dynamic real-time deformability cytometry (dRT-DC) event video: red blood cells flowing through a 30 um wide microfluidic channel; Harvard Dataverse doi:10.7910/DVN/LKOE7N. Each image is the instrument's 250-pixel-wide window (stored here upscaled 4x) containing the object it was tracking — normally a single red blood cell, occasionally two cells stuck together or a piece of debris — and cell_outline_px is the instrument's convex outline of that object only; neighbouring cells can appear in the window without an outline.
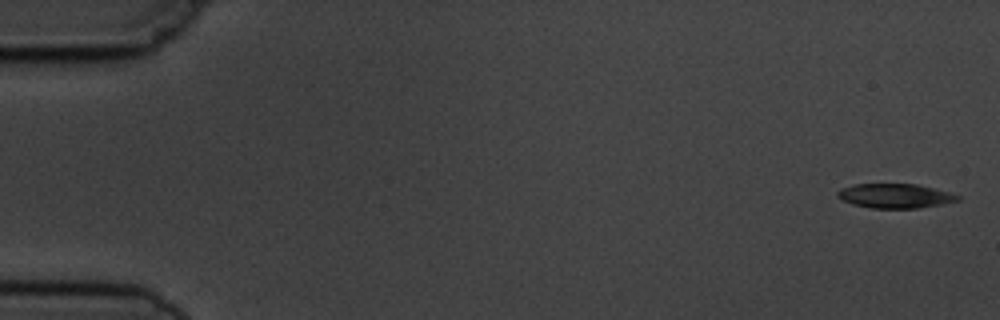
{"species": "common noctule bat (a hibernating species)", "species_latin": "Nyctalus noctula", "temperature_condition": "cold", "stored_images_in_passage": 7, "camera_frame_rate_fps": 3000, "um_per_image_px": 0.085, "animal": {"sex": "male", "body_mass_g": 19.5, "forearm_length_mm": 54.6}, "frame": {"image": 1, "passage_image": 1, "time_ms": 0.0, "image_size_px": [1000, 320], "cell_outline_px": [[960, 200], [940, 204], [916, 208], [872, 208], [852, 204], [836, 196], [836, 192], [840, 188], [856, 184], [916, 184], [948, 192], [960, 196]], "centroid_in_image_um": [76.04, 16.65], "position_along_channel_um": 9.0, "area_um2": 16.88}}
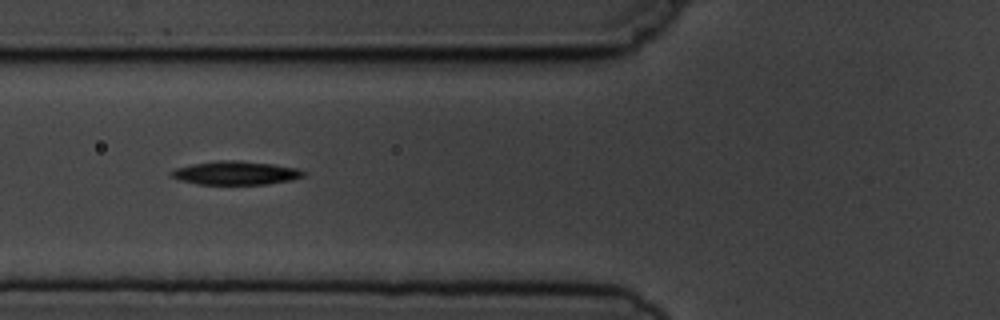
{"frame": {"image": 2, "passage_image": 6, "time_ms": 6.333, "image_size_px": [1000, 320], "cell_outline_px": [[308, 172], [304, 176], [292, 180], [268, 184], [200, 184], [180, 180], [168, 176], [176, 168], [192, 164], [220, 160], [236, 160], [272, 164], [296, 168]], "centroid_in_image_um": [20.06, 14.7], "position_along_channel_um": 105.7, "area_um2": 18.09}}
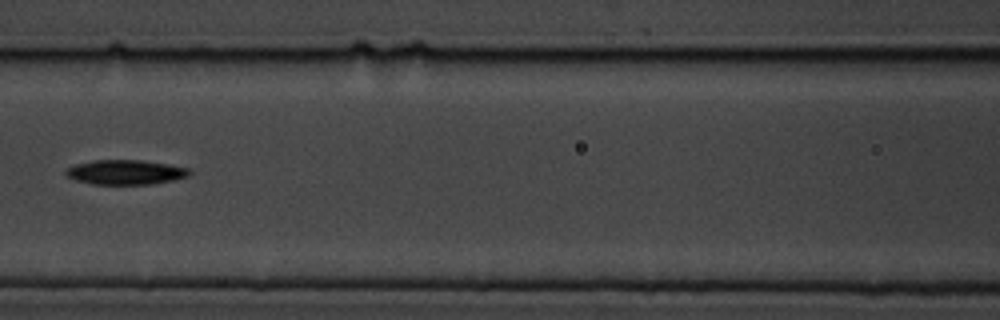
{"frame": {"image": 3, "passage_image": 7, "time_ms": 7.667, "image_size_px": [1000, 320], "cell_outline_px": [[192, 172], [188, 176], [172, 180], [152, 184], [92, 184], [76, 180], [68, 176], [64, 172], [68, 168], [76, 164], [92, 160], [140, 160], [168, 164], [188, 168]], "centroid_in_image_um": [10.67, 14.63], "position_along_channel_um": 155.9, "area_um2": 17.63}}